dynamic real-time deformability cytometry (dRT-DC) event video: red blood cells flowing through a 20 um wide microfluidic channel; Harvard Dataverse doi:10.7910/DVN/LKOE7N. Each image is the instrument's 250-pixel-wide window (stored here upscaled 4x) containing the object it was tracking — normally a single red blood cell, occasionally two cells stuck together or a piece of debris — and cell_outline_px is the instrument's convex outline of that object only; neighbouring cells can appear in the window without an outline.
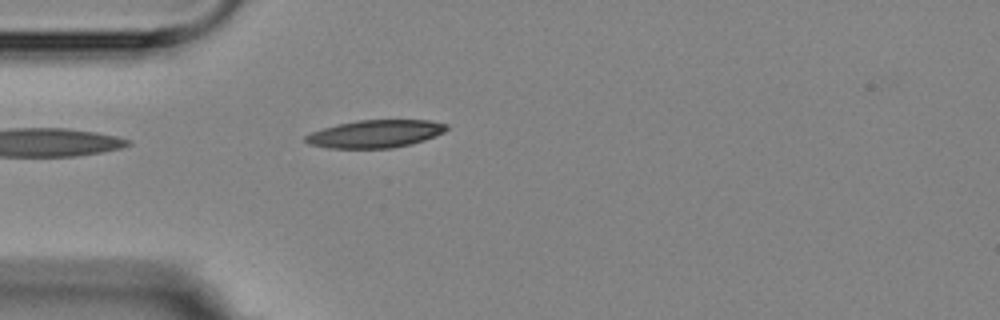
{"species": "Egyptian fruit bat (a non-hibernating species)", "species_latin": "Rousettus aegyptiacus", "temperature_condition": "room temperature", "stored_images_in_passage": 3, "camera_frame_rate_fps": 3000, "um_per_image_px": 0.085, "animal": {"sex": "female"}, "frame": {"image": 1, "passage_image": 3, "time_ms": 2.333, "image_size_px": [1000, 320], "cell_outline_px": [[448, 128], [444, 132], [424, 140], [412, 144], [392, 148], [328, 148], [308, 144], [304, 140], [304, 136], [312, 132], [336, 124], [356, 120], [432, 120], [448, 124]], "centroid_in_image_um": [31.9, 11.37], "position_along_channel_um": 53.1, "area_um2": 22.89}}